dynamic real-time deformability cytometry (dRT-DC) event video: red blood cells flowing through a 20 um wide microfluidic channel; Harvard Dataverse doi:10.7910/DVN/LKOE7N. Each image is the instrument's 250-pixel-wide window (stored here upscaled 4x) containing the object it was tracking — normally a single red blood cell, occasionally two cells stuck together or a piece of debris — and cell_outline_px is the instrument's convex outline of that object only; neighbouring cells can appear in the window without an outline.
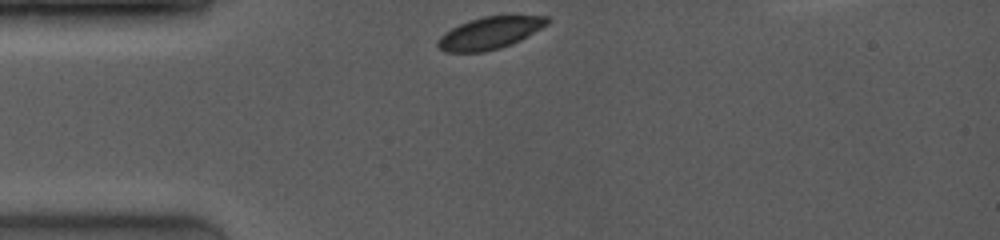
{"species": "common noctule bat (a hibernating species)", "species_latin": "Nyctalus noctula", "temperature_condition": "room temperature", "stored_images_in_passage": 30, "camera_frame_rate_fps": 4000, "um_per_image_px": 0.085, "animal": {"sex": "female", "body_mass_g": 19.0, "forearm_length_mm": 53.3}, "frame": {"image": 1, "passage_image": 1, "time_ms": 0.0, "image_size_px": [1000, 240], "cell_outline_px": [[552, 20], [548, 24], [520, 40], [512, 44], [500, 48], [484, 52], [444, 52], [436, 44], [436, 40], [444, 32], [460, 24], [484, 16], [548, 16]], "centroid_in_image_um": [41.62, 2.81], "position_along_channel_um": 43.4, "area_um2": 20.4}}
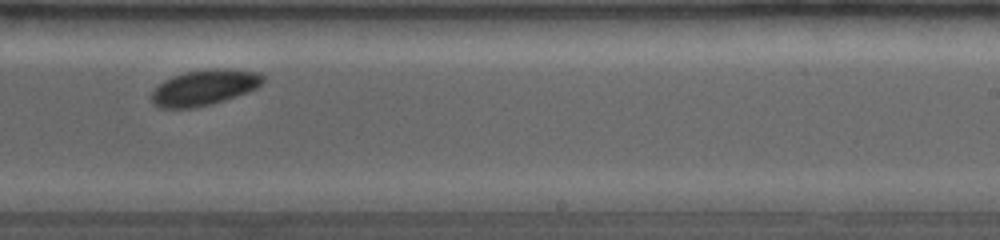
{"frame": {"image": 2, "passage_image": 20, "time_ms": 6.25, "image_size_px": [1000, 240], "cell_outline_px": [[264, 80], [256, 88], [248, 92], [212, 104], [196, 108], [160, 108], [152, 104], [152, 92], [164, 80], [172, 76], [184, 72], [212, 68], [224, 68], [260, 72], [264, 76]], "centroid_in_image_um": [17.37, 7.44], "position_along_channel_um": 271.6, "area_um2": 23.24}}
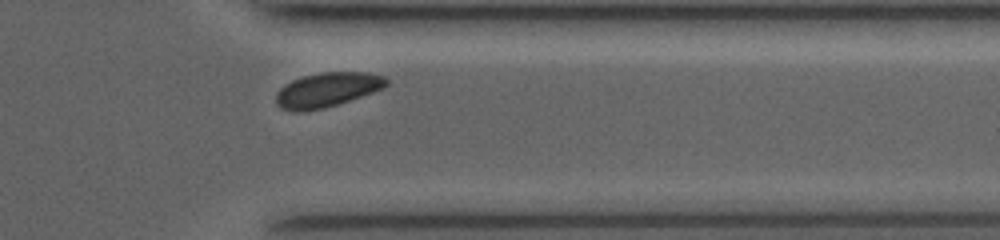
{"frame": {"image": 3, "passage_image": 27, "time_ms": 9.0, "image_size_px": [1000, 240], "cell_outline_px": [[388, 84], [384, 88], [324, 108], [304, 112], [292, 112], [280, 108], [276, 104], [276, 92], [284, 84], [292, 80], [304, 76], [320, 72], [368, 72], [384, 76], [388, 80]], "centroid_in_image_um": [27.77, 7.63], "position_along_channel_um": 383.6, "area_um2": 22.25}, "authors_computed_cell_mechanics": {"area_um2": 22.7443, "velocity_mm_per_s": 4.0112, "shape_relaxation_time_tau1_ms": 0.8494, "shape_relaxation_time_tau2_ms": null, "deformation_change_tau1": 0.0495, "deformation_change_tau2": null}}